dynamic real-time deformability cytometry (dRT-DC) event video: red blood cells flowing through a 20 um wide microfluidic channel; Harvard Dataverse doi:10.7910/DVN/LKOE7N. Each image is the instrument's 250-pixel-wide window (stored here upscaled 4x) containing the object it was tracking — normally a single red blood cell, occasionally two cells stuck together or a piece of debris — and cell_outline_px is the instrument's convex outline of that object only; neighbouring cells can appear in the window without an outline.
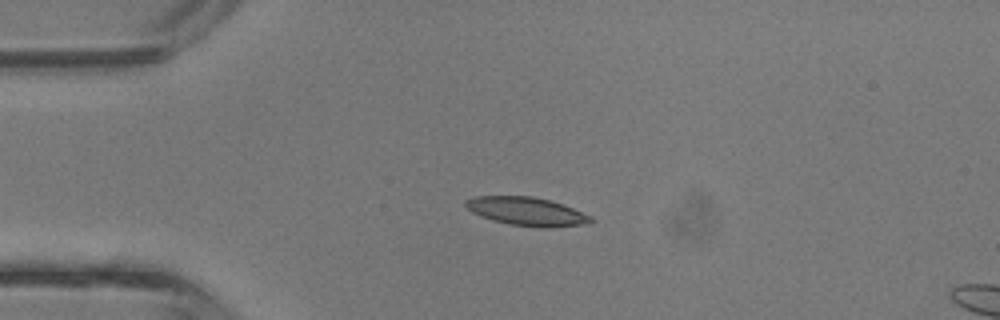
{"species": "common noctule bat (a hibernating species)", "species_latin": "Nyctalus noctula", "temperature_condition": "room temperature", "stored_images_in_passage": 3, "camera_frame_rate_fps": 3000, "um_per_image_px": 0.085, "animal": {"sex": "male", "body_mass_g": 13.3}, "frame": {"image": 1, "passage_image": 2, "time_ms": 0.333, "image_size_px": [1000, 320], "cell_outline_px": [[592, 220], [584, 224], [552, 228], [536, 228], [508, 224], [492, 220], [480, 216], [472, 212], [464, 204], [464, 200], [476, 196], [532, 196], [548, 200], [572, 208], [592, 216]], "centroid_in_image_um": [44.73, 17.98], "position_along_channel_um": 40.3, "area_um2": 20.75}}